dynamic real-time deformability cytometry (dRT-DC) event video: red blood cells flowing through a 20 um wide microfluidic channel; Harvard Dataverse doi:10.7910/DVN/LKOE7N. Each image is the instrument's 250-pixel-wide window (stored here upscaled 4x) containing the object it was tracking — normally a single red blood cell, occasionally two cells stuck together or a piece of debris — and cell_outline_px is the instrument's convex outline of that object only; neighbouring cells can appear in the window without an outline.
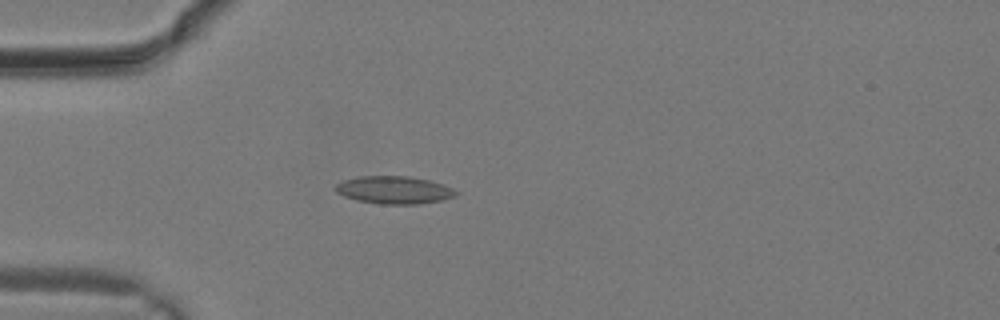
{"species": "common noctule bat (a hibernating species)", "species_latin": "Nyctalus noctula", "temperature_condition": "warm", "stored_images_in_passage": 29, "camera_frame_rate_fps": 3000, "um_per_image_px": 0.085, "animal": {"sex": "male", "body_mass_g": 19.2, "forearm_length_mm": 51.8}, "frame": {"image": 1, "passage_image": 8, "time_ms": 2.333, "image_size_px": [1000, 320], "cell_outline_px": [[460, 192], [456, 196], [444, 200], [420, 204], [380, 204], [356, 200], [344, 196], [336, 192], [332, 188], [336, 184], [344, 180], [360, 176], [408, 176], [428, 180], [444, 184]], "centroid_in_image_um": [33.51, 16.15], "position_along_channel_um": 51.5, "area_um2": 19.65}}
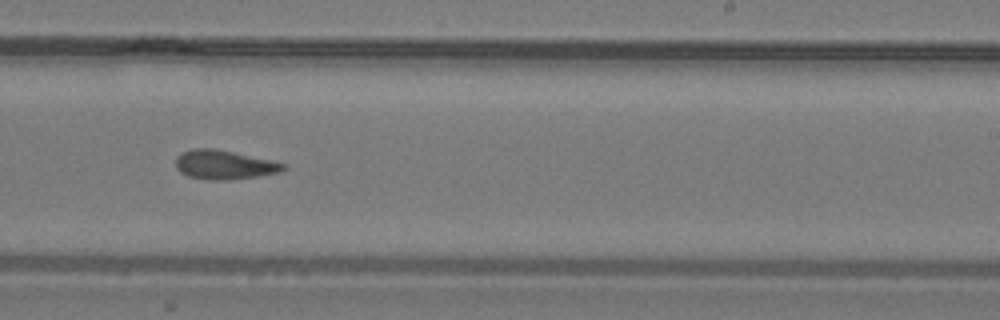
{"frame": {"image": 2, "passage_image": 18, "time_ms": 5.667, "image_size_px": [1000, 320], "cell_outline_px": [[288, 168], [280, 172], [256, 176], [228, 180], [212, 180], [188, 176], [180, 172], [176, 168], [176, 156], [180, 152], [192, 148], [212, 148], [272, 160], [284, 164]], "centroid_in_image_um": [19.03, 14.0], "position_along_channel_um": 270.0, "area_um2": 18.21}}
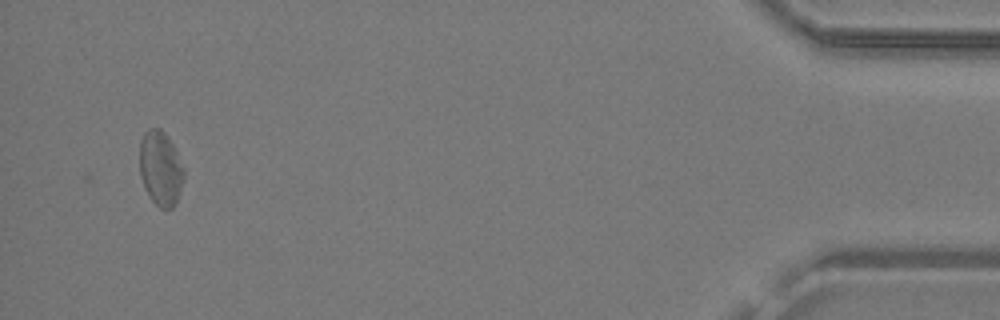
{"frame": {"image": 3, "passage_image": 28, "time_ms": 9.0, "image_size_px": [1000, 320], "cell_outline_px": [[184, 180], [176, 200], [172, 208], [160, 208], [148, 196], [144, 188], [140, 176], [140, 140], [144, 132], [148, 128], [160, 128], [164, 132], [172, 144], [184, 168]], "centroid_in_image_um": [13.63, 14.3], "position_along_channel_um": 421.6, "area_um2": 19.19}}